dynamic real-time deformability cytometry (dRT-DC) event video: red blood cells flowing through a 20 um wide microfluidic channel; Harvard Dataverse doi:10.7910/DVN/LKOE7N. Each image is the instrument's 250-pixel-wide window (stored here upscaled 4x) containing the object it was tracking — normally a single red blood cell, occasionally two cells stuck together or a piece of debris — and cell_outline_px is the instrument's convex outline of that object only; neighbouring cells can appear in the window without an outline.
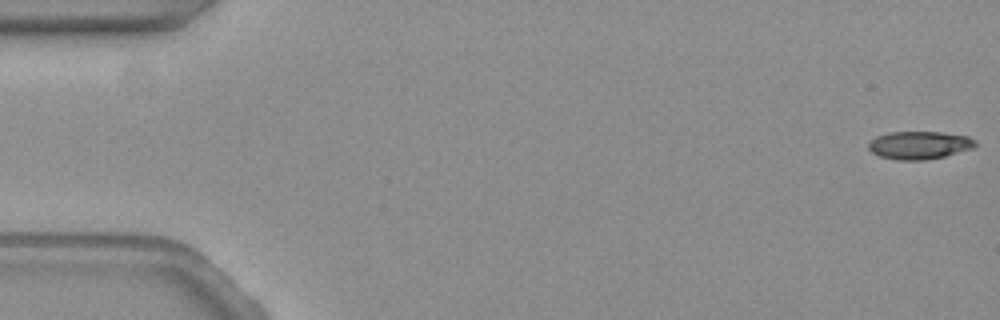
{"species": "common noctule bat (a hibernating species)", "species_latin": "Nyctalus noctula", "temperature_condition": "warm", "stored_images_in_passage": 16, "camera_frame_rate_fps": 3000, "um_per_image_px": 0.085, "animal": {"sex": "female", "body_mass_g": 19.3, "forearm_length_mm": 54.1}, "frame": {"image": 1, "passage_image": 1, "time_ms": 0.0, "image_size_px": [1000, 320], "cell_outline_px": [[976, 144], [972, 148], [944, 156], [924, 160], [900, 160], [880, 156], [872, 152], [868, 148], [868, 144], [876, 136], [888, 132], [940, 132], [968, 136], [976, 140]], "centroid_in_image_um": [78.13, 12.33], "position_along_channel_um": 6.9, "area_um2": 17.22}}
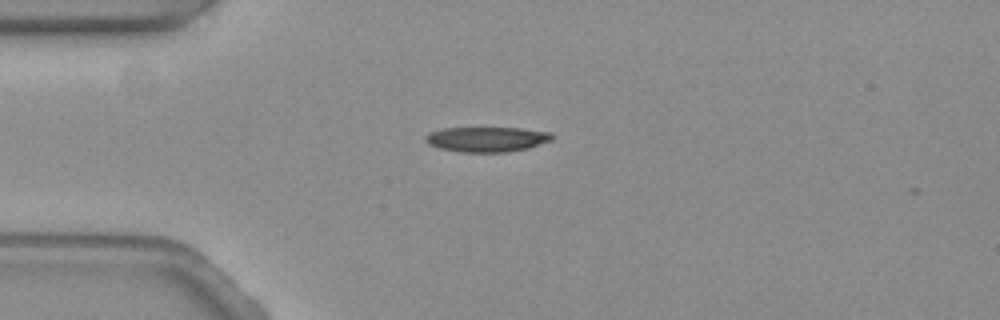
{"frame": {"image": 2, "passage_image": 15, "time_ms": 4.667, "image_size_px": [1000, 320], "cell_outline_px": [[556, 136], [552, 140], [528, 148], [504, 152], [464, 152], [440, 148], [428, 144], [424, 140], [424, 136], [428, 132], [440, 128], [520, 128], [552, 132]], "centroid_in_image_um": [41.38, 11.82], "position_along_channel_um": 43.6, "area_um2": 18.61}}